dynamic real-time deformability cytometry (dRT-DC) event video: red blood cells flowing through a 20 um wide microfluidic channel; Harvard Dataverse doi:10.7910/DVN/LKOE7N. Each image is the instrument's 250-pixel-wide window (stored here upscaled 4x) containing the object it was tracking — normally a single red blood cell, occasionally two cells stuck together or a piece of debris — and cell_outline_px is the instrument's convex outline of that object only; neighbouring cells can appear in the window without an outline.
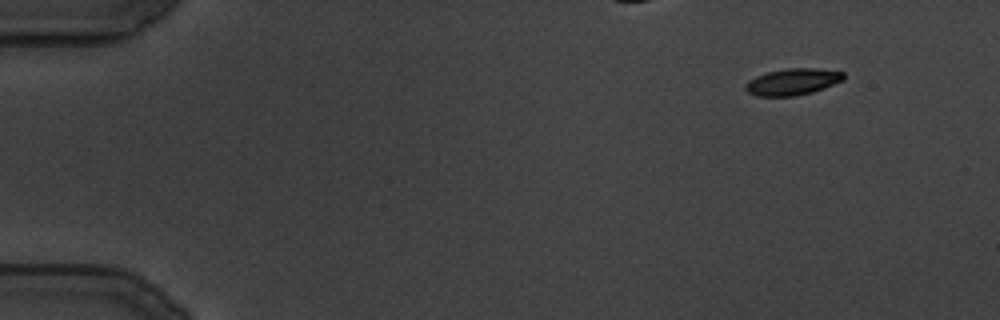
{"species": "common noctule bat (a hibernating species)", "species_latin": "Nyctalus noctula", "temperature_condition": "cold", "stored_images_in_passage": 119, "camera_frame_rate_fps": 3000, "um_per_image_px": 0.085, "animal": {"sex": "male", "body_mass_g": 19.5, "forearm_length_mm": 54.6}, "frame": {"image": 1, "passage_image": 1, "time_ms": 0.0, "image_size_px": [1000, 320], "cell_outline_px": [[844, 80], [824, 88], [812, 92], [796, 96], [756, 96], [748, 92], [744, 88], [744, 84], [748, 80], [756, 76], [768, 72], [788, 68], [816, 68], [844, 72]], "centroid_in_image_um": [67.36, 6.95], "position_along_channel_um": 17.6, "area_um2": 15.26}}
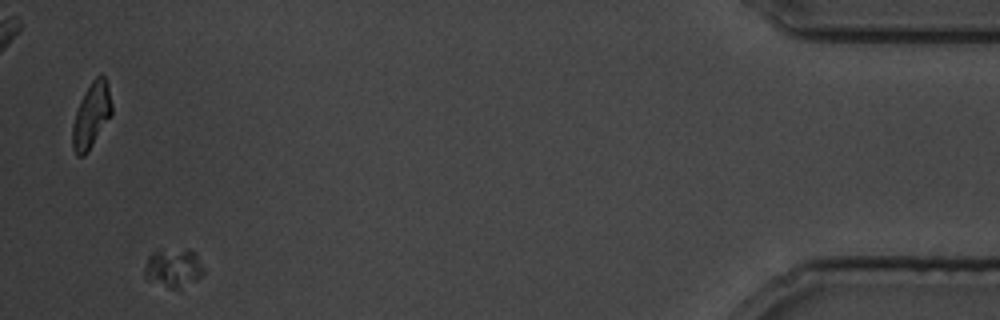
{"frame": {"image": 2, "passage_image": 113, "time_ms": 37.333, "image_size_px": [1000, 320], "cell_outline_px": [[204, 272], [196, 280], [176, 288], [168, 288], [148, 280], [144, 276], [144, 268], [148, 256], [160, 248], [188, 248], [196, 252]], "centroid_in_image_um": [14.71, 22.71], "position_along_channel_um": 420.5, "area_um2": 13.53}}